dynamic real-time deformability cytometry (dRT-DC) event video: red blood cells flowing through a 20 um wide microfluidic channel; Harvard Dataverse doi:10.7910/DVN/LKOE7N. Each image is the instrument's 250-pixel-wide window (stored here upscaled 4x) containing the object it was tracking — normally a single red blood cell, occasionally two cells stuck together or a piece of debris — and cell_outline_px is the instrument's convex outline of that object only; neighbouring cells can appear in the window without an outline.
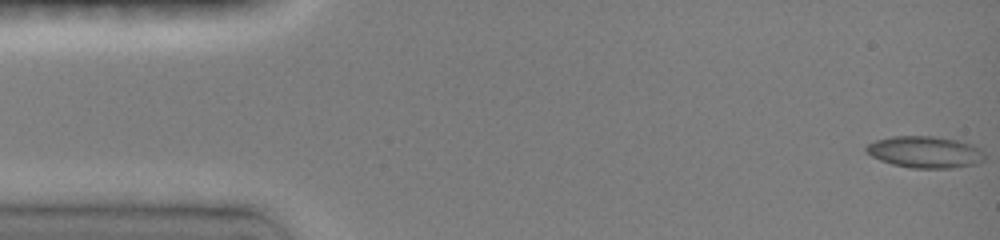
{"species": "common noctule bat (a hibernating species)", "species_latin": "Nyctalus noctula", "temperature_condition": "room temperature", "stored_images_in_passage": 47, "camera_frame_rate_fps": 3000, "um_per_image_px": 0.085, "animal": {"sex": "female", "body_mass_g": 19.0, "forearm_length_mm": 51.5}, "frame": {"image": 1, "passage_image": 1, "time_ms": 0.0, "image_size_px": [1000, 240], "cell_outline_px": [[984, 160], [972, 164], [952, 168], [908, 168], [892, 164], [880, 160], [872, 156], [864, 148], [868, 144], [876, 140], [892, 136], [932, 136], [956, 140], [972, 144], [980, 148], [984, 156]], "centroid_in_image_um": [78.61, 12.92], "position_along_channel_um": 6.4, "area_um2": 21.73}}
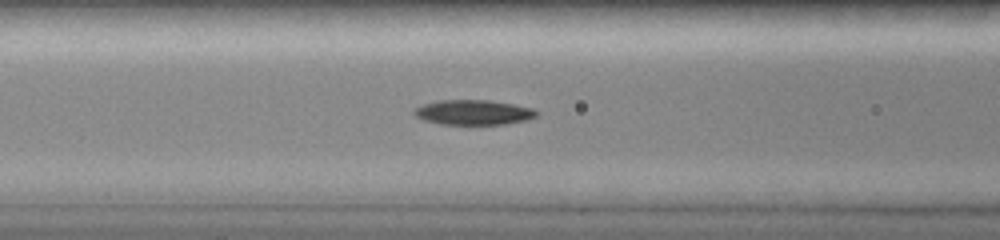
{"frame": {"image": 2, "passage_image": 19, "time_ms": 6.0, "image_size_px": [1000, 240], "cell_outline_px": [[540, 112], [536, 116], [524, 120], [504, 124], [440, 124], [424, 120], [416, 116], [412, 112], [416, 108], [424, 104], [440, 100], [488, 100], [512, 104], [532, 108]], "centroid_in_image_um": [40.23, 9.55], "position_along_channel_um": 126.4, "area_um2": 17.57}}
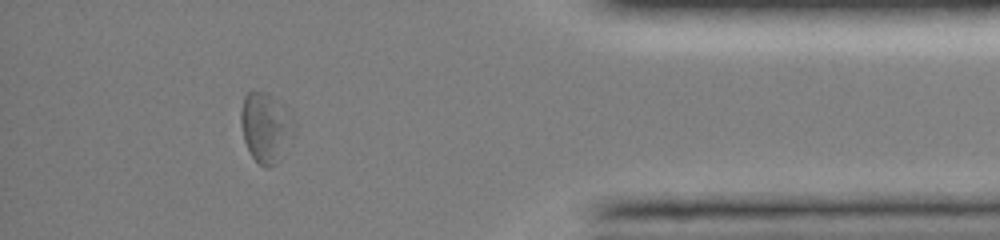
{"frame": {"image": 3, "passage_image": 42, "time_ms": 13.667, "image_size_px": [1000, 240], "cell_outline_px": [[296, 132], [276, 164], [268, 168], [264, 168], [252, 156], [244, 140], [240, 124], [240, 112], [244, 96], [248, 92], [268, 92], [292, 116], [296, 124]], "centroid_in_image_um": [22.6, 10.84], "position_along_channel_um": 412.6, "area_um2": 21.73}, "authors_computed_cell_mechanics": {"area_um2": 18.785, "velocity_mm_per_s": 4.0656, "shape_relaxation_time_tau1_ms": 5.7913, "shape_relaxation_time_tau2_ms": null, "deformation_change_tau1": 0.1444, "deformation_change_tau2": null}}